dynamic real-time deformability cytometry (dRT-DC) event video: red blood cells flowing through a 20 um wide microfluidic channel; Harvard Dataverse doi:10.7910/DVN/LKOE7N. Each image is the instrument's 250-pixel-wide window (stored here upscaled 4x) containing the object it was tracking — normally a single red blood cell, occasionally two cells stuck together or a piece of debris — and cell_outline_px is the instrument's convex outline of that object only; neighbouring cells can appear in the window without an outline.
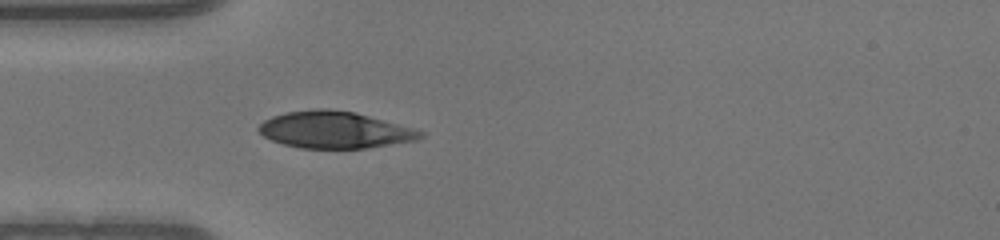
{"species": "human", "species_latin": "Homo sapiens", "temperature_condition": "warm", "stored_images_in_passage": 37, "camera_frame_rate_fps": 3000, "um_per_image_px": 0.085, "donor": {"sex": "male"}, "frame": {"image": 1, "passage_image": 1, "time_ms": 0.0, "image_size_px": [1000, 240], "cell_outline_px": [[384, 140], [372, 144], [356, 148], [316, 148], [292, 144], [268, 136], [264, 132], [264, 124], [280, 116], [296, 112], [348, 112], [360, 116], [368, 120]], "centroid_in_image_um": [27.49, 11.05], "position_along_channel_um": 57.5, "area_um2": 24.57}}
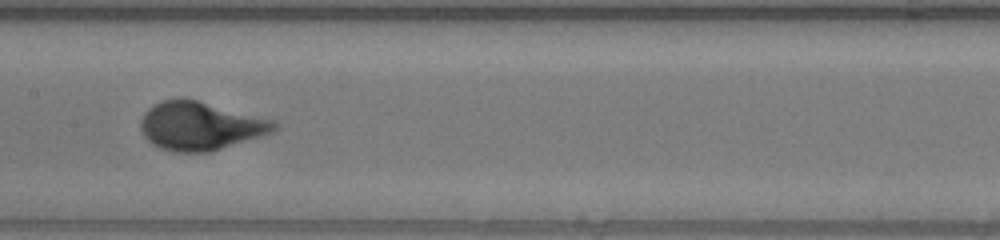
{"frame": {"image": 2, "passage_image": 11, "time_ms": 3.333, "image_size_px": [1000, 240], "cell_outline_px": [[256, 128], [248, 132], [208, 148], [184, 148], [168, 144], [156, 140], [152, 136], [152, 132], [156, 112], [164, 104], [196, 104], [252, 124]], "centroid_in_image_um": [16.64, 10.74], "position_along_channel_um": 190.8, "area_um2": 23.24}}
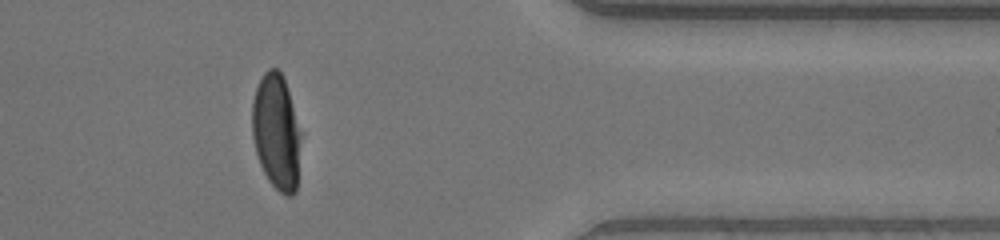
{"frame": {"image": 3, "passage_image": 27, "time_ms": 8.667, "image_size_px": [1000, 240], "cell_outline_px": [[296, 184], [292, 192], [288, 192], [280, 188], [272, 180], [260, 156], [256, 144], [256, 96], [260, 84], [264, 76], [268, 72], [276, 72], [280, 76], [284, 84], [288, 100], [292, 124], [296, 160]], "centroid_in_image_um": [23.44, 11.21], "position_along_channel_um": 388.0, "area_um2": 25.84}}